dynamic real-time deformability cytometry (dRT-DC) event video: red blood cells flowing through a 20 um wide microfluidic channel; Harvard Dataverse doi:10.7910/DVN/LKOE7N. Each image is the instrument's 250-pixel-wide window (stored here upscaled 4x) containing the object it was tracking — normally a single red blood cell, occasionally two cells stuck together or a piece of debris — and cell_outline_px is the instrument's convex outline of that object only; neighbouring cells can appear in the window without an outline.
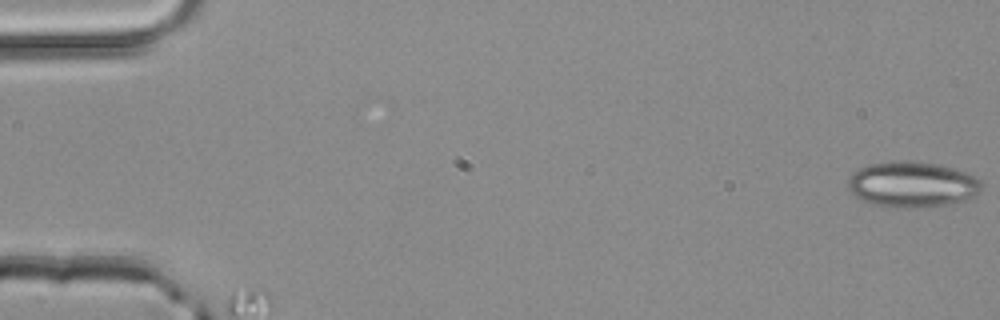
{"species": "common noctule bat (a hibernating species)", "species_latin": "Nyctalus noctula", "temperature_condition": "room temperature", "stored_images_in_passage": 5, "camera_frame_rate_fps": 3000, "um_per_image_px": 0.085, "animal": {"sex": "male", "body_mass_g": 20.4}, "frame": {"image": 1, "passage_image": 1, "time_ms": 0.0, "image_size_px": [1000, 320], "cell_outline_px": [[984, 188], [976, 196], [964, 200], [948, 204], [876, 204], [864, 200], [856, 196], [848, 188], [848, 176], [852, 172], [868, 164], [892, 160], [908, 160], [936, 164], [968, 172], [980, 180]], "centroid_in_image_um": [77.57, 15.59], "position_along_channel_um": 7.4, "area_um2": 34.56}}